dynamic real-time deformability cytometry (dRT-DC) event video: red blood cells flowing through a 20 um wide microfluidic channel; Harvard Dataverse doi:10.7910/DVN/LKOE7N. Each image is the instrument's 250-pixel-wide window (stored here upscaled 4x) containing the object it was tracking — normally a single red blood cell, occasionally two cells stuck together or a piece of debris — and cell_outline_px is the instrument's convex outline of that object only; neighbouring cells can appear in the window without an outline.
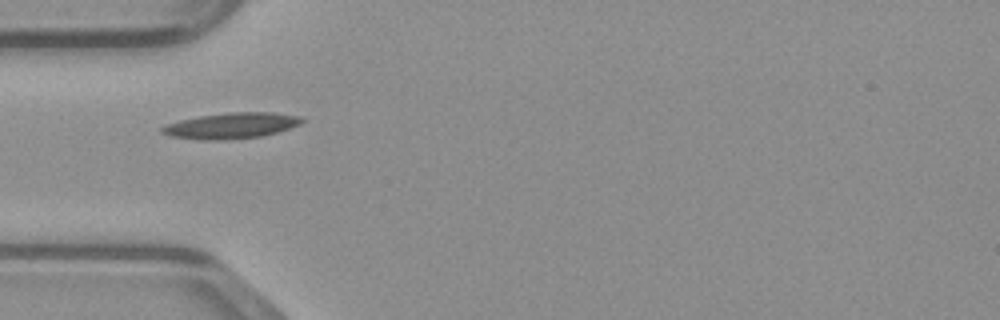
{"species": "common noctule bat (a hibernating species)", "species_latin": "Nyctalus noctula", "temperature_condition": "warm", "stored_images_in_passage": 30, "camera_frame_rate_fps": 3000, "um_per_image_px": 0.085, "animal": {"sex": "male", "body_mass_g": 23.1, "forearm_length_mm": 52.7}, "frame": {"image": 1, "passage_image": 1, "time_ms": 0.0, "image_size_px": [1000, 320], "cell_outline_px": [[304, 120], [300, 124], [276, 132], [260, 136], [220, 140], [200, 140], [168, 136], [160, 132], [160, 128], [168, 124], [180, 120], [200, 116], [228, 112], [272, 112], [300, 116]], "centroid_in_image_um": [19.62, 10.68], "position_along_channel_um": 65.4, "area_um2": 20.92}}
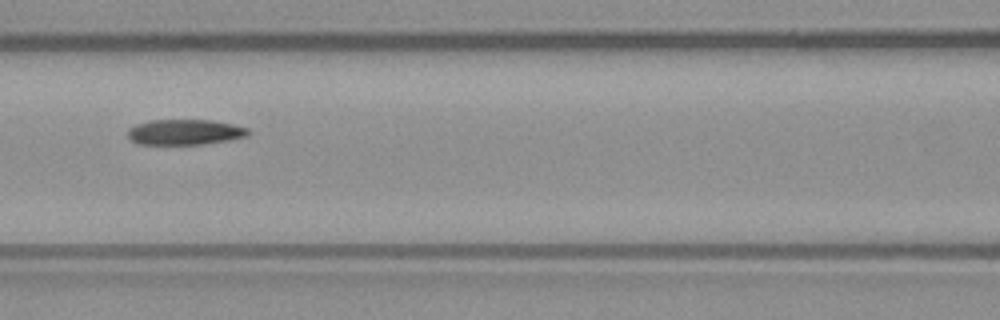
{"frame": {"image": 2, "passage_image": 7, "time_ms": 2.0, "image_size_px": [1000, 320], "cell_outline_px": [[252, 132], [248, 136], [228, 140], [204, 144], [136, 144], [128, 136], [128, 128], [136, 124], [152, 120], [212, 120], [232, 124], [248, 128]], "centroid_in_image_um": [15.73, 11.23], "position_along_channel_um": 150.9, "area_um2": 17.92}}
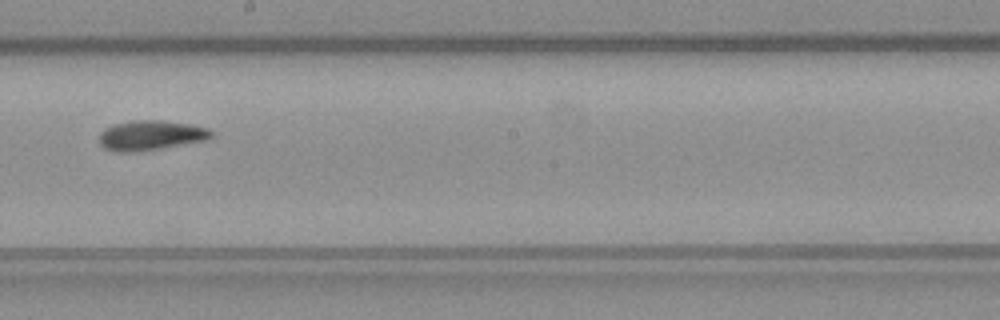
{"frame": {"image": 3, "passage_image": 13, "time_ms": 4.0, "image_size_px": [1000, 320], "cell_outline_px": [[212, 136], [208, 140], [160, 148], [132, 152], [116, 152], [104, 148], [100, 144], [100, 132], [104, 128], [116, 124], [132, 120], [160, 120], [192, 124], [208, 128], [212, 132]], "centroid_in_image_um": [12.82, 11.5], "position_along_channel_um": 235.4, "area_um2": 19.48}}